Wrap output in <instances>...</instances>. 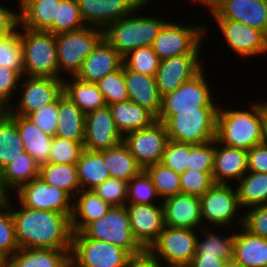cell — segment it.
I'll list each match as a JSON object with an SVG mask.
<instances>
[{
  "mask_svg": "<svg viewBox=\"0 0 267 267\" xmlns=\"http://www.w3.org/2000/svg\"><path fill=\"white\" fill-rule=\"evenodd\" d=\"M168 141L165 125L158 120L149 127L129 132L123 136L124 144L143 169L161 162Z\"/></svg>",
  "mask_w": 267,
  "mask_h": 267,
  "instance_id": "15",
  "label": "cell"
},
{
  "mask_svg": "<svg viewBox=\"0 0 267 267\" xmlns=\"http://www.w3.org/2000/svg\"><path fill=\"white\" fill-rule=\"evenodd\" d=\"M215 155L216 139L202 144H190L187 170L213 171Z\"/></svg>",
  "mask_w": 267,
  "mask_h": 267,
  "instance_id": "49",
  "label": "cell"
},
{
  "mask_svg": "<svg viewBox=\"0 0 267 267\" xmlns=\"http://www.w3.org/2000/svg\"><path fill=\"white\" fill-rule=\"evenodd\" d=\"M246 172L247 151L220 144L216 140L215 164L212 172L214 183L229 184L232 179L238 182Z\"/></svg>",
  "mask_w": 267,
  "mask_h": 267,
  "instance_id": "24",
  "label": "cell"
},
{
  "mask_svg": "<svg viewBox=\"0 0 267 267\" xmlns=\"http://www.w3.org/2000/svg\"><path fill=\"white\" fill-rule=\"evenodd\" d=\"M144 170L151 177L160 200L181 193L180 175L161 162L149 165Z\"/></svg>",
  "mask_w": 267,
  "mask_h": 267,
  "instance_id": "43",
  "label": "cell"
},
{
  "mask_svg": "<svg viewBox=\"0 0 267 267\" xmlns=\"http://www.w3.org/2000/svg\"><path fill=\"white\" fill-rule=\"evenodd\" d=\"M247 171L267 173V142L255 145L247 151Z\"/></svg>",
  "mask_w": 267,
  "mask_h": 267,
  "instance_id": "56",
  "label": "cell"
},
{
  "mask_svg": "<svg viewBox=\"0 0 267 267\" xmlns=\"http://www.w3.org/2000/svg\"><path fill=\"white\" fill-rule=\"evenodd\" d=\"M86 26L105 29L133 13L145 0H77Z\"/></svg>",
  "mask_w": 267,
  "mask_h": 267,
  "instance_id": "21",
  "label": "cell"
},
{
  "mask_svg": "<svg viewBox=\"0 0 267 267\" xmlns=\"http://www.w3.org/2000/svg\"><path fill=\"white\" fill-rule=\"evenodd\" d=\"M5 195L3 194V192L0 189V199L3 198Z\"/></svg>",
  "mask_w": 267,
  "mask_h": 267,
  "instance_id": "64",
  "label": "cell"
},
{
  "mask_svg": "<svg viewBox=\"0 0 267 267\" xmlns=\"http://www.w3.org/2000/svg\"><path fill=\"white\" fill-rule=\"evenodd\" d=\"M223 267H243V266L234 259H230L228 261H225Z\"/></svg>",
  "mask_w": 267,
  "mask_h": 267,
  "instance_id": "61",
  "label": "cell"
},
{
  "mask_svg": "<svg viewBox=\"0 0 267 267\" xmlns=\"http://www.w3.org/2000/svg\"><path fill=\"white\" fill-rule=\"evenodd\" d=\"M232 184H214L207 192L200 196L201 216L203 223L213 227L226 228L233 225L235 216L237 217L241 208L238 201L236 186ZM237 214V215H236ZM205 219V221H204Z\"/></svg>",
  "mask_w": 267,
  "mask_h": 267,
  "instance_id": "14",
  "label": "cell"
},
{
  "mask_svg": "<svg viewBox=\"0 0 267 267\" xmlns=\"http://www.w3.org/2000/svg\"><path fill=\"white\" fill-rule=\"evenodd\" d=\"M17 126L24 150L41 166L49 162L52 136L44 133L28 116L7 114Z\"/></svg>",
  "mask_w": 267,
  "mask_h": 267,
  "instance_id": "25",
  "label": "cell"
},
{
  "mask_svg": "<svg viewBox=\"0 0 267 267\" xmlns=\"http://www.w3.org/2000/svg\"><path fill=\"white\" fill-rule=\"evenodd\" d=\"M10 196L0 199V250L11 257L19 250L14 221L10 207Z\"/></svg>",
  "mask_w": 267,
  "mask_h": 267,
  "instance_id": "44",
  "label": "cell"
},
{
  "mask_svg": "<svg viewBox=\"0 0 267 267\" xmlns=\"http://www.w3.org/2000/svg\"><path fill=\"white\" fill-rule=\"evenodd\" d=\"M248 210L238 218V229L242 225L250 233L267 238V205L251 207Z\"/></svg>",
  "mask_w": 267,
  "mask_h": 267,
  "instance_id": "53",
  "label": "cell"
},
{
  "mask_svg": "<svg viewBox=\"0 0 267 267\" xmlns=\"http://www.w3.org/2000/svg\"><path fill=\"white\" fill-rule=\"evenodd\" d=\"M96 84L104 97L106 105L129 100L124 78V65L107 74Z\"/></svg>",
  "mask_w": 267,
  "mask_h": 267,
  "instance_id": "46",
  "label": "cell"
},
{
  "mask_svg": "<svg viewBox=\"0 0 267 267\" xmlns=\"http://www.w3.org/2000/svg\"><path fill=\"white\" fill-rule=\"evenodd\" d=\"M19 205L14 206L10 200L19 248L71 250L72 214L32 209L23 206L20 202Z\"/></svg>",
  "mask_w": 267,
  "mask_h": 267,
  "instance_id": "1",
  "label": "cell"
},
{
  "mask_svg": "<svg viewBox=\"0 0 267 267\" xmlns=\"http://www.w3.org/2000/svg\"><path fill=\"white\" fill-rule=\"evenodd\" d=\"M76 167L81 190H93L111 177L103 160V150L84 149Z\"/></svg>",
  "mask_w": 267,
  "mask_h": 267,
  "instance_id": "34",
  "label": "cell"
},
{
  "mask_svg": "<svg viewBox=\"0 0 267 267\" xmlns=\"http://www.w3.org/2000/svg\"><path fill=\"white\" fill-rule=\"evenodd\" d=\"M160 199L151 177L143 169L128 181V197L126 204H155Z\"/></svg>",
  "mask_w": 267,
  "mask_h": 267,
  "instance_id": "47",
  "label": "cell"
},
{
  "mask_svg": "<svg viewBox=\"0 0 267 267\" xmlns=\"http://www.w3.org/2000/svg\"><path fill=\"white\" fill-rule=\"evenodd\" d=\"M235 232L233 259L243 267L267 266V238L250 233L242 225Z\"/></svg>",
  "mask_w": 267,
  "mask_h": 267,
  "instance_id": "27",
  "label": "cell"
},
{
  "mask_svg": "<svg viewBox=\"0 0 267 267\" xmlns=\"http://www.w3.org/2000/svg\"><path fill=\"white\" fill-rule=\"evenodd\" d=\"M19 87L21 96L17 99L16 105H10L5 113L28 116L53 103L63 93V79L23 76Z\"/></svg>",
  "mask_w": 267,
  "mask_h": 267,
  "instance_id": "13",
  "label": "cell"
},
{
  "mask_svg": "<svg viewBox=\"0 0 267 267\" xmlns=\"http://www.w3.org/2000/svg\"><path fill=\"white\" fill-rule=\"evenodd\" d=\"M82 232L90 239L118 245L131 255L145 250L133 236L126 206H111L105 215L91 222Z\"/></svg>",
  "mask_w": 267,
  "mask_h": 267,
  "instance_id": "9",
  "label": "cell"
},
{
  "mask_svg": "<svg viewBox=\"0 0 267 267\" xmlns=\"http://www.w3.org/2000/svg\"><path fill=\"white\" fill-rule=\"evenodd\" d=\"M267 101L252 102L250 109H224L217 112L216 140L243 150L265 142Z\"/></svg>",
  "mask_w": 267,
  "mask_h": 267,
  "instance_id": "2",
  "label": "cell"
},
{
  "mask_svg": "<svg viewBox=\"0 0 267 267\" xmlns=\"http://www.w3.org/2000/svg\"><path fill=\"white\" fill-rule=\"evenodd\" d=\"M161 201L165 226L198 230L202 225L199 196L180 193Z\"/></svg>",
  "mask_w": 267,
  "mask_h": 267,
  "instance_id": "22",
  "label": "cell"
},
{
  "mask_svg": "<svg viewBox=\"0 0 267 267\" xmlns=\"http://www.w3.org/2000/svg\"><path fill=\"white\" fill-rule=\"evenodd\" d=\"M202 4L213 19H228L262 31L267 36V0H191Z\"/></svg>",
  "mask_w": 267,
  "mask_h": 267,
  "instance_id": "12",
  "label": "cell"
},
{
  "mask_svg": "<svg viewBox=\"0 0 267 267\" xmlns=\"http://www.w3.org/2000/svg\"><path fill=\"white\" fill-rule=\"evenodd\" d=\"M24 152L16 123L4 112L0 116V171Z\"/></svg>",
  "mask_w": 267,
  "mask_h": 267,
  "instance_id": "39",
  "label": "cell"
},
{
  "mask_svg": "<svg viewBox=\"0 0 267 267\" xmlns=\"http://www.w3.org/2000/svg\"><path fill=\"white\" fill-rule=\"evenodd\" d=\"M206 30L200 24L183 25L167 21L151 47L160 60L183 54H200Z\"/></svg>",
  "mask_w": 267,
  "mask_h": 267,
  "instance_id": "11",
  "label": "cell"
},
{
  "mask_svg": "<svg viewBox=\"0 0 267 267\" xmlns=\"http://www.w3.org/2000/svg\"><path fill=\"white\" fill-rule=\"evenodd\" d=\"M28 117L46 134L56 135L58 121V98L51 104L43 106L40 110Z\"/></svg>",
  "mask_w": 267,
  "mask_h": 267,
  "instance_id": "54",
  "label": "cell"
},
{
  "mask_svg": "<svg viewBox=\"0 0 267 267\" xmlns=\"http://www.w3.org/2000/svg\"><path fill=\"white\" fill-rule=\"evenodd\" d=\"M204 71L203 68L192 79L162 97L161 109L156 117L159 122L165 123L172 115L176 114V111L219 108V105L214 101Z\"/></svg>",
  "mask_w": 267,
  "mask_h": 267,
  "instance_id": "8",
  "label": "cell"
},
{
  "mask_svg": "<svg viewBox=\"0 0 267 267\" xmlns=\"http://www.w3.org/2000/svg\"><path fill=\"white\" fill-rule=\"evenodd\" d=\"M65 267H73L71 262H69Z\"/></svg>",
  "mask_w": 267,
  "mask_h": 267,
  "instance_id": "65",
  "label": "cell"
},
{
  "mask_svg": "<svg viewBox=\"0 0 267 267\" xmlns=\"http://www.w3.org/2000/svg\"><path fill=\"white\" fill-rule=\"evenodd\" d=\"M18 26L19 12L0 5V39L14 32Z\"/></svg>",
  "mask_w": 267,
  "mask_h": 267,
  "instance_id": "57",
  "label": "cell"
},
{
  "mask_svg": "<svg viewBox=\"0 0 267 267\" xmlns=\"http://www.w3.org/2000/svg\"><path fill=\"white\" fill-rule=\"evenodd\" d=\"M121 142L123 136L116 128L108 105L85 114L84 149L101 151Z\"/></svg>",
  "mask_w": 267,
  "mask_h": 267,
  "instance_id": "19",
  "label": "cell"
},
{
  "mask_svg": "<svg viewBox=\"0 0 267 267\" xmlns=\"http://www.w3.org/2000/svg\"><path fill=\"white\" fill-rule=\"evenodd\" d=\"M203 233V238L197 235L195 256H216L225 261L233 259L235 232L228 236H221L211 230Z\"/></svg>",
  "mask_w": 267,
  "mask_h": 267,
  "instance_id": "40",
  "label": "cell"
},
{
  "mask_svg": "<svg viewBox=\"0 0 267 267\" xmlns=\"http://www.w3.org/2000/svg\"><path fill=\"white\" fill-rule=\"evenodd\" d=\"M20 80L21 77L15 71L0 67V106L5 110L12 105V96L18 91Z\"/></svg>",
  "mask_w": 267,
  "mask_h": 267,
  "instance_id": "55",
  "label": "cell"
},
{
  "mask_svg": "<svg viewBox=\"0 0 267 267\" xmlns=\"http://www.w3.org/2000/svg\"><path fill=\"white\" fill-rule=\"evenodd\" d=\"M0 67L15 71L21 78L24 76L23 48L18 28L0 39Z\"/></svg>",
  "mask_w": 267,
  "mask_h": 267,
  "instance_id": "42",
  "label": "cell"
},
{
  "mask_svg": "<svg viewBox=\"0 0 267 267\" xmlns=\"http://www.w3.org/2000/svg\"><path fill=\"white\" fill-rule=\"evenodd\" d=\"M93 191L110 206H125L128 197V182L110 177Z\"/></svg>",
  "mask_w": 267,
  "mask_h": 267,
  "instance_id": "51",
  "label": "cell"
},
{
  "mask_svg": "<svg viewBox=\"0 0 267 267\" xmlns=\"http://www.w3.org/2000/svg\"><path fill=\"white\" fill-rule=\"evenodd\" d=\"M55 38L59 79H64L62 71L70 77L77 75L85 58L103 38V29L86 26L77 31L57 34Z\"/></svg>",
  "mask_w": 267,
  "mask_h": 267,
  "instance_id": "6",
  "label": "cell"
},
{
  "mask_svg": "<svg viewBox=\"0 0 267 267\" xmlns=\"http://www.w3.org/2000/svg\"><path fill=\"white\" fill-rule=\"evenodd\" d=\"M218 108L176 111L165 123L169 140L202 144L216 139Z\"/></svg>",
  "mask_w": 267,
  "mask_h": 267,
  "instance_id": "5",
  "label": "cell"
},
{
  "mask_svg": "<svg viewBox=\"0 0 267 267\" xmlns=\"http://www.w3.org/2000/svg\"><path fill=\"white\" fill-rule=\"evenodd\" d=\"M265 141L267 142V118H266V131H265Z\"/></svg>",
  "mask_w": 267,
  "mask_h": 267,
  "instance_id": "63",
  "label": "cell"
},
{
  "mask_svg": "<svg viewBox=\"0 0 267 267\" xmlns=\"http://www.w3.org/2000/svg\"><path fill=\"white\" fill-rule=\"evenodd\" d=\"M8 259L9 257L0 250V267H8Z\"/></svg>",
  "mask_w": 267,
  "mask_h": 267,
  "instance_id": "60",
  "label": "cell"
},
{
  "mask_svg": "<svg viewBox=\"0 0 267 267\" xmlns=\"http://www.w3.org/2000/svg\"><path fill=\"white\" fill-rule=\"evenodd\" d=\"M157 204H126L130 228L138 243L148 249L165 227L162 201Z\"/></svg>",
  "mask_w": 267,
  "mask_h": 267,
  "instance_id": "20",
  "label": "cell"
},
{
  "mask_svg": "<svg viewBox=\"0 0 267 267\" xmlns=\"http://www.w3.org/2000/svg\"><path fill=\"white\" fill-rule=\"evenodd\" d=\"M199 56L183 54L160 60L155 81L161 97L175 91L203 69Z\"/></svg>",
  "mask_w": 267,
  "mask_h": 267,
  "instance_id": "18",
  "label": "cell"
},
{
  "mask_svg": "<svg viewBox=\"0 0 267 267\" xmlns=\"http://www.w3.org/2000/svg\"><path fill=\"white\" fill-rule=\"evenodd\" d=\"M71 250L19 248L8 259V267H65Z\"/></svg>",
  "mask_w": 267,
  "mask_h": 267,
  "instance_id": "31",
  "label": "cell"
},
{
  "mask_svg": "<svg viewBox=\"0 0 267 267\" xmlns=\"http://www.w3.org/2000/svg\"><path fill=\"white\" fill-rule=\"evenodd\" d=\"M39 171L40 166L35 159L24 152L0 171V189L8 196L11 191L16 192L23 184L39 177Z\"/></svg>",
  "mask_w": 267,
  "mask_h": 267,
  "instance_id": "30",
  "label": "cell"
},
{
  "mask_svg": "<svg viewBox=\"0 0 267 267\" xmlns=\"http://www.w3.org/2000/svg\"><path fill=\"white\" fill-rule=\"evenodd\" d=\"M126 267H165L148 250H144L138 255H132L126 264Z\"/></svg>",
  "mask_w": 267,
  "mask_h": 267,
  "instance_id": "58",
  "label": "cell"
},
{
  "mask_svg": "<svg viewBox=\"0 0 267 267\" xmlns=\"http://www.w3.org/2000/svg\"><path fill=\"white\" fill-rule=\"evenodd\" d=\"M190 154V144L169 140L161 163L181 175L187 170Z\"/></svg>",
  "mask_w": 267,
  "mask_h": 267,
  "instance_id": "52",
  "label": "cell"
},
{
  "mask_svg": "<svg viewBox=\"0 0 267 267\" xmlns=\"http://www.w3.org/2000/svg\"><path fill=\"white\" fill-rule=\"evenodd\" d=\"M84 150V142H76L54 136L50 147L49 162L56 164H76Z\"/></svg>",
  "mask_w": 267,
  "mask_h": 267,
  "instance_id": "48",
  "label": "cell"
},
{
  "mask_svg": "<svg viewBox=\"0 0 267 267\" xmlns=\"http://www.w3.org/2000/svg\"><path fill=\"white\" fill-rule=\"evenodd\" d=\"M15 194L25 207L62 214H72L73 211L74 200L65 191L48 185L41 177L23 184Z\"/></svg>",
  "mask_w": 267,
  "mask_h": 267,
  "instance_id": "16",
  "label": "cell"
},
{
  "mask_svg": "<svg viewBox=\"0 0 267 267\" xmlns=\"http://www.w3.org/2000/svg\"><path fill=\"white\" fill-rule=\"evenodd\" d=\"M108 107L116 128L122 136L149 127L157 121L156 116L151 111L130 100L110 104Z\"/></svg>",
  "mask_w": 267,
  "mask_h": 267,
  "instance_id": "29",
  "label": "cell"
},
{
  "mask_svg": "<svg viewBox=\"0 0 267 267\" xmlns=\"http://www.w3.org/2000/svg\"><path fill=\"white\" fill-rule=\"evenodd\" d=\"M122 65L123 57L102 38L85 58L75 77L84 82L97 83L107 74L118 70Z\"/></svg>",
  "mask_w": 267,
  "mask_h": 267,
  "instance_id": "23",
  "label": "cell"
},
{
  "mask_svg": "<svg viewBox=\"0 0 267 267\" xmlns=\"http://www.w3.org/2000/svg\"><path fill=\"white\" fill-rule=\"evenodd\" d=\"M71 227L73 232H82L91 222L105 215L111 206L93 190H80L74 197Z\"/></svg>",
  "mask_w": 267,
  "mask_h": 267,
  "instance_id": "28",
  "label": "cell"
},
{
  "mask_svg": "<svg viewBox=\"0 0 267 267\" xmlns=\"http://www.w3.org/2000/svg\"><path fill=\"white\" fill-rule=\"evenodd\" d=\"M76 142L85 140V114L64 93L58 97L56 135Z\"/></svg>",
  "mask_w": 267,
  "mask_h": 267,
  "instance_id": "32",
  "label": "cell"
},
{
  "mask_svg": "<svg viewBox=\"0 0 267 267\" xmlns=\"http://www.w3.org/2000/svg\"><path fill=\"white\" fill-rule=\"evenodd\" d=\"M39 177L48 185L65 191L72 199L81 190L76 164L48 162L40 166Z\"/></svg>",
  "mask_w": 267,
  "mask_h": 267,
  "instance_id": "37",
  "label": "cell"
},
{
  "mask_svg": "<svg viewBox=\"0 0 267 267\" xmlns=\"http://www.w3.org/2000/svg\"><path fill=\"white\" fill-rule=\"evenodd\" d=\"M132 255L122 247L73 232L70 262L73 267H126Z\"/></svg>",
  "mask_w": 267,
  "mask_h": 267,
  "instance_id": "7",
  "label": "cell"
},
{
  "mask_svg": "<svg viewBox=\"0 0 267 267\" xmlns=\"http://www.w3.org/2000/svg\"><path fill=\"white\" fill-rule=\"evenodd\" d=\"M86 27L77 0H61L57 3L56 18L46 30L54 35L77 31Z\"/></svg>",
  "mask_w": 267,
  "mask_h": 267,
  "instance_id": "41",
  "label": "cell"
},
{
  "mask_svg": "<svg viewBox=\"0 0 267 267\" xmlns=\"http://www.w3.org/2000/svg\"><path fill=\"white\" fill-rule=\"evenodd\" d=\"M61 0H18L19 25L31 30L46 31L56 18Z\"/></svg>",
  "mask_w": 267,
  "mask_h": 267,
  "instance_id": "33",
  "label": "cell"
},
{
  "mask_svg": "<svg viewBox=\"0 0 267 267\" xmlns=\"http://www.w3.org/2000/svg\"><path fill=\"white\" fill-rule=\"evenodd\" d=\"M103 160L110 176L119 180L128 182L143 170L124 142L103 150Z\"/></svg>",
  "mask_w": 267,
  "mask_h": 267,
  "instance_id": "36",
  "label": "cell"
},
{
  "mask_svg": "<svg viewBox=\"0 0 267 267\" xmlns=\"http://www.w3.org/2000/svg\"><path fill=\"white\" fill-rule=\"evenodd\" d=\"M4 112H5V109H4L2 106H0V116H1Z\"/></svg>",
  "mask_w": 267,
  "mask_h": 267,
  "instance_id": "62",
  "label": "cell"
},
{
  "mask_svg": "<svg viewBox=\"0 0 267 267\" xmlns=\"http://www.w3.org/2000/svg\"><path fill=\"white\" fill-rule=\"evenodd\" d=\"M124 78L129 100L148 109L157 117L161 109L162 97L155 77L133 72L124 66Z\"/></svg>",
  "mask_w": 267,
  "mask_h": 267,
  "instance_id": "26",
  "label": "cell"
},
{
  "mask_svg": "<svg viewBox=\"0 0 267 267\" xmlns=\"http://www.w3.org/2000/svg\"><path fill=\"white\" fill-rule=\"evenodd\" d=\"M160 59L152 47H140L123 56V65L133 72L155 77Z\"/></svg>",
  "mask_w": 267,
  "mask_h": 267,
  "instance_id": "45",
  "label": "cell"
},
{
  "mask_svg": "<svg viewBox=\"0 0 267 267\" xmlns=\"http://www.w3.org/2000/svg\"><path fill=\"white\" fill-rule=\"evenodd\" d=\"M212 172L186 170L180 175L181 193L202 196L215 184Z\"/></svg>",
  "mask_w": 267,
  "mask_h": 267,
  "instance_id": "50",
  "label": "cell"
},
{
  "mask_svg": "<svg viewBox=\"0 0 267 267\" xmlns=\"http://www.w3.org/2000/svg\"><path fill=\"white\" fill-rule=\"evenodd\" d=\"M197 232L165 226L147 250L161 263L165 261V267H186L195 256Z\"/></svg>",
  "mask_w": 267,
  "mask_h": 267,
  "instance_id": "10",
  "label": "cell"
},
{
  "mask_svg": "<svg viewBox=\"0 0 267 267\" xmlns=\"http://www.w3.org/2000/svg\"><path fill=\"white\" fill-rule=\"evenodd\" d=\"M224 42L241 58L266 54L267 36L260 30L228 19H215ZM256 55V56H255Z\"/></svg>",
  "mask_w": 267,
  "mask_h": 267,
  "instance_id": "17",
  "label": "cell"
},
{
  "mask_svg": "<svg viewBox=\"0 0 267 267\" xmlns=\"http://www.w3.org/2000/svg\"><path fill=\"white\" fill-rule=\"evenodd\" d=\"M152 1L154 0H145L133 13L109 24L103 30V38L122 57L140 47H151L167 22L163 18L137 14V11L143 10Z\"/></svg>",
  "mask_w": 267,
  "mask_h": 267,
  "instance_id": "3",
  "label": "cell"
},
{
  "mask_svg": "<svg viewBox=\"0 0 267 267\" xmlns=\"http://www.w3.org/2000/svg\"><path fill=\"white\" fill-rule=\"evenodd\" d=\"M71 81L63 79V93L87 114L106 106L104 97L96 83H89L72 76Z\"/></svg>",
  "mask_w": 267,
  "mask_h": 267,
  "instance_id": "35",
  "label": "cell"
},
{
  "mask_svg": "<svg viewBox=\"0 0 267 267\" xmlns=\"http://www.w3.org/2000/svg\"><path fill=\"white\" fill-rule=\"evenodd\" d=\"M237 183L241 210L267 205V173L247 171Z\"/></svg>",
  "mask_w": 267,
  "mask_h": 267,
  "instance_id": "38",
  "label": "cell"
},
{
  "mask_svg": "<svg viewBox=\"0 0 267 267\" xmlns=\"http://www.w3.org/2000/svg\"><path fill=\"white\" fill-rule=\"evenodd\" d=\"M224 263L216 256H194L186 267H223Z\"/></svg>",
  "mask_w": 267,
  "mask_h": 267,
  "instance_id": "59",
  "label": "cell"
},
{
  "mask_svg": "<svg viewBox=\"0 0 267 267\" xmlns=\"http://www.w3.org/2000/svg\"><path fill=\"white\" fill-rule=\"evenodd\" d=\"M19 29L24 76L59 78L55 35L48 31L21 28L20 25Z\"/></svg>",
  "mask_w": 267,
  "mask_h": 267,
  "instance_id": "4",
  "label": "cell"
}]
</instances>
